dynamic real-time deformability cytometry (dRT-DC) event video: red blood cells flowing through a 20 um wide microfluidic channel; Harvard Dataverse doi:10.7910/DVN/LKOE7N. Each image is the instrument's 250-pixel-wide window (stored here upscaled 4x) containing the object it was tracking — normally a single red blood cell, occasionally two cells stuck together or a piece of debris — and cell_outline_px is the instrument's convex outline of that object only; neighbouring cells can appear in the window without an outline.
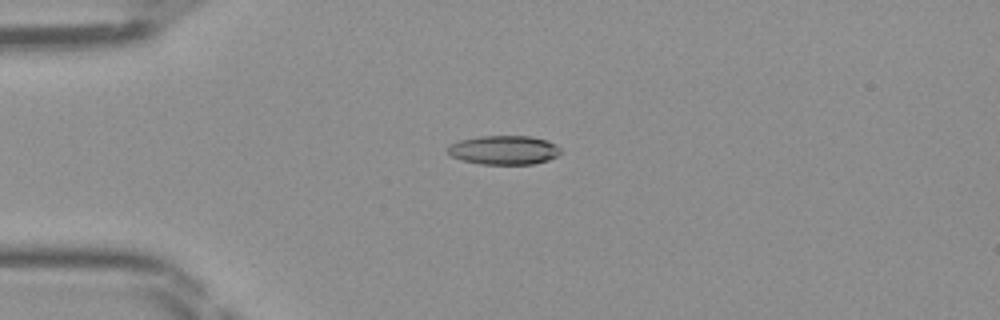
{"species": "Egyptian fruit bat (a non-hibernating species)", "species_latin": "Rousettus aegyptiacus", "temperature_condition": "room temperature", "stored_images_in_passage": 47, "camera_frame_rate_fps": 3000, "um_per_image_px": 0.085, "frame": {"image": 1, "passage_image": 12, "time_ms": 3.667, "image_size_px": [1000, 320], "cell_outline_px": [[564, 152], [548, 160], [532, 164], [480, 164], [460, 160], [452, 156], [448, 152], [448, 144], [460, 140], [480, 136], [532, 136], [556, 144]], "centroid_in_image_um": [42.84, 12.75], "position_along_channel_um": 42.2, "area_um2": 19.19}}
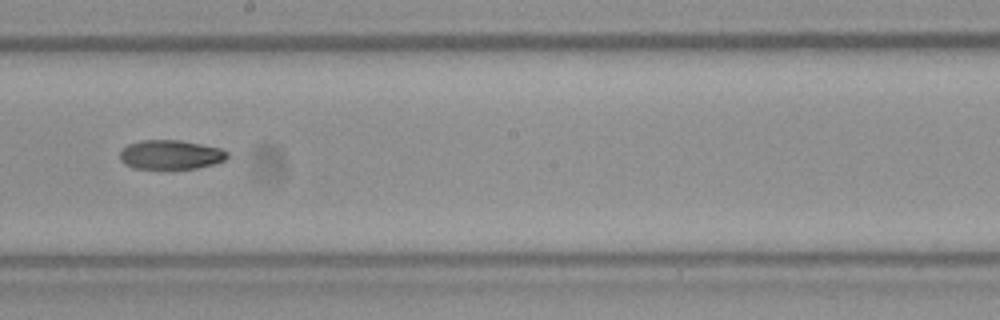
{"frame": {"image": 2, "passage_image": 27, "time_ms": 8.667, "image_size_px": [1000, 320], "cell_outline_px": [[228, 156], [224, 160], [216, 164], [196, 168], [132, 168], [124, 164], [120, 160], [120, 148], [128, 144], [140, 140], [180, 140], [220, 148], [228, 152]], "centroid_in_image_um": [14.47, 13.14], "position_along_channel_um": 233.7, "area_um2": 18.38}}
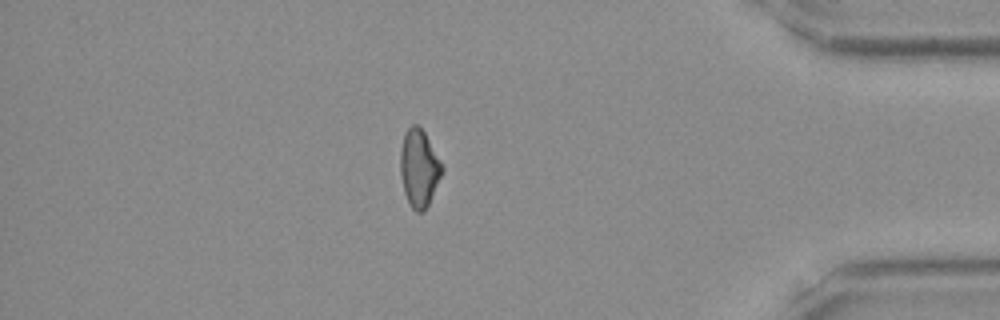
{"frame": {"image": 3, "passage_image": 41, "time_ms": 13.333, "image_size_px": [1000, 320], "cell_outline_px": [[444, 168], [428, 204], [424, 212], [416, 212], [408, 204], [404, 192], [400, 176], [400, 148], [404, 136], [408, 128], [412, 124], [416, 124], [424, 132], [440, 160]], "centroid_in_image_um": [35.6, 14.31], "position_along_channel_um": 399.6, "area_um2": 18.67}}